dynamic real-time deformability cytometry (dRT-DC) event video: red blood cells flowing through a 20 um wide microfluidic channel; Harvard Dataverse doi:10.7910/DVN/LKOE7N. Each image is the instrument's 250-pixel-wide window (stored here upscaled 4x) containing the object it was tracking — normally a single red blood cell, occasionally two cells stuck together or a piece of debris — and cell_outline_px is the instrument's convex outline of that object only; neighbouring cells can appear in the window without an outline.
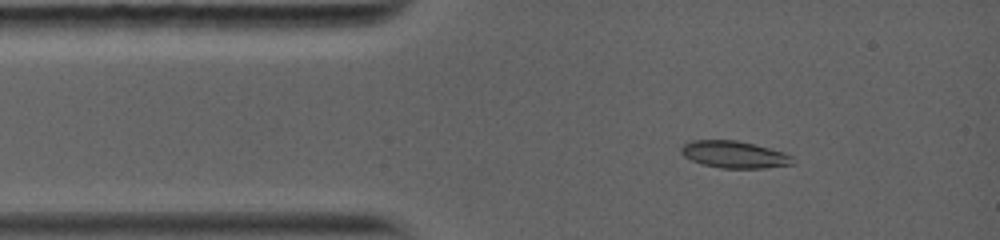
{"species": "common noctule bat (a hibernating species)", "species_latin": "Nyctalus noctula", "temperature_condition": "warm", "stored_images_in_passage": 4, "camera_frame_rate_fps": 5000, "um_per_image_px": 0.085, "animal": {"sex": "female", "body_mass_g": 19.0, "forearm_length_mm": 56.7}, "frame": {"image": 1, "passage_image": 1, "time_ms": 0.0, "image_size_px": [1000, 240], "cell_outline_px": [[796, 160], [792, 164], [764, 168], [720, 168], [704, 164], [692, 160], [684, 156], [680, 152], [680, 148], [684, 144], [692, 140], [736, 140], [784, 152], [792, 156]], "centroid_in_image_um": [62.41, 13.13], "position_along_channel_um": 22.6, "area_um2": 17.46}}
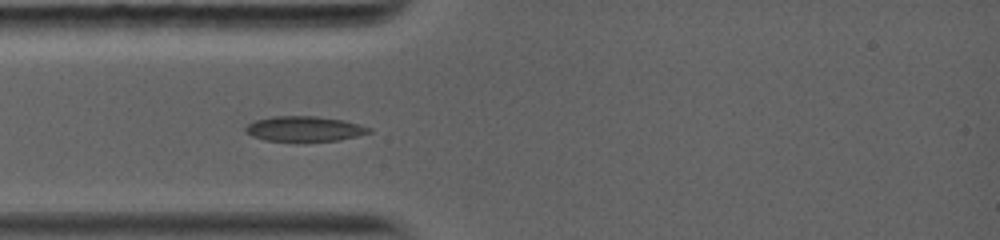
{"frame": {"image": 2, "passage_image": 3, "time_ms": 1.6, "image_size_px": [1000, 240], "cell_outline_px": [[372, 132], [340, 140], [296, 144], [264, 140], [252, 136], [244, 132], [244, 128], [248, 124], [256, 120], [272, 116], [316, 116], [344, 120], [360, 124], [372, 128]], "centroid_in_image_um": [25.86, 10.99], "position_along_channel_um": 59.1, "area_um2": 19.02}}
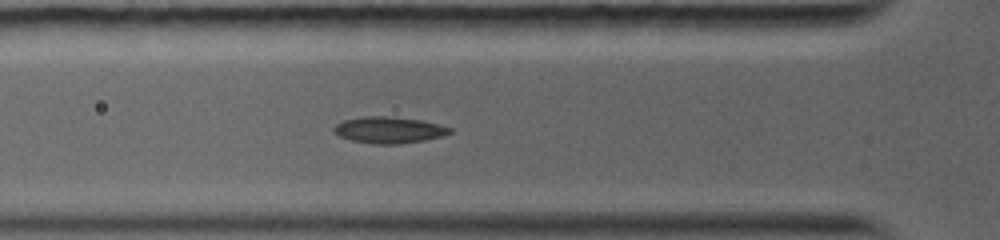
{"frame": {"image": 3, "passage_image": 4, "time_ms": 2.4, "image_size_px": [1000, 240], "cell_outline_px": [[452, 132], [440, 136], [424, 140], [400, 144], [376, 144], [352, 140], [340, 136], [332, 132], [332, 128], [336, 124], [344, 120], [364, 116], [388, 116], [420, 120], [440, 124], [452, 128]], "centroid_in_image_um": [33.04, 11.04], "position_along_channel_um": 92.8, "area_um2": 17.8}}